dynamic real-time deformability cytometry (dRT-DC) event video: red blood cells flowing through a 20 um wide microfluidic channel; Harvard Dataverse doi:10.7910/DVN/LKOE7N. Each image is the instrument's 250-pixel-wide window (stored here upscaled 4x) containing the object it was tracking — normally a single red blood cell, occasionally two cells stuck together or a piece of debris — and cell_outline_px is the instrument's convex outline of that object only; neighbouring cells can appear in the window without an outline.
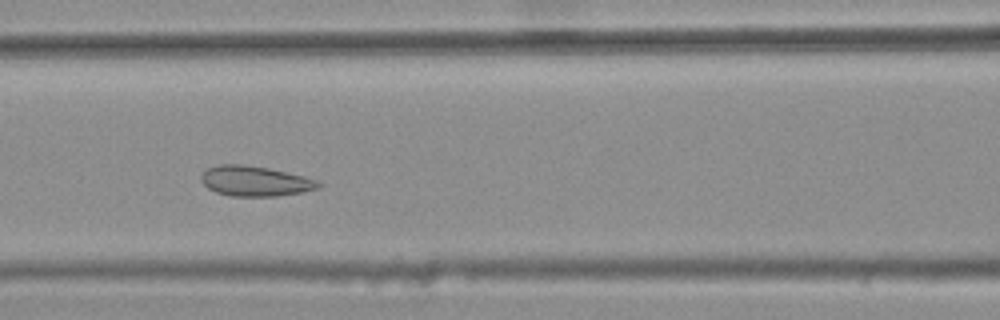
{"species": "common noctule bat (a hibernating species)", "species_latin": "Nyctalus noctula", "temperature_condition": "warm", "stored_images_in_passage": 6, "camera_frame_rate_fps": 3000, "um_per_image_px": 0.085, "animal": {"sex": "female", "body_mass_g": 25.1}, "frame": {"image": 1, "passage_image": 6, "time_ms": 1.667, "image_size_px": [1000, 320], "cell_outline_px": [[320, 188], [300, 192], [276, 196], [232, 196], [216, 192], [208, 188], [200, 180], [200, 176], [208, 168], [216, 164], [244, 164], [268, 168], [304, 176], [316, 180], [320, 184]], "centroid_in_image_um": [21.64, 15.38], "position_along_channel_um": 145.0, "area_um2": 20.52}}